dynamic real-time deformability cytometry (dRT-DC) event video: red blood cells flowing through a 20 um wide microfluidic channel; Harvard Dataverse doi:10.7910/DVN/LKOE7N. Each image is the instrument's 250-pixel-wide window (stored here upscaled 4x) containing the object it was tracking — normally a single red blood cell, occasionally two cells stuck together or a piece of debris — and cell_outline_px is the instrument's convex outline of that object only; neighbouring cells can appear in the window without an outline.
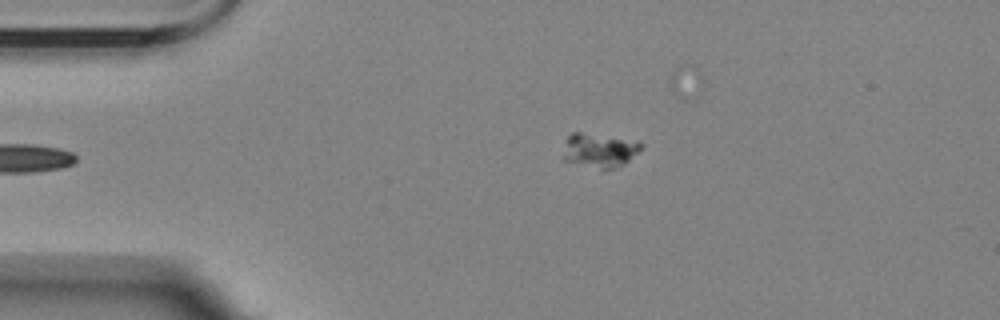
{"species": "Egyptian fruit bat (a non-hibernating species)", "species_latin": "Rousettus aegyptiacus", "temperature_condition": "room temperature", "stored_images_in_passage": 5, "camera_frame_rate_fps": 3000, "um_per_image_px": 0.085, "animal": {"sex": "female"}, "frame": {"image": 1, "passage_image": 5, "time_ms": 4.333, "image_size_px": [1000, 320], "cell_outline_px": [[644, 144], [624, 164], [612, 168], [600, 168], [564, 160], [564, 140], [572, 132], [580, 132]], "centroid_in_image_um": [50.86, 12.77], "position_along_channel_um": 34.1, "area_um2": 14.57}}